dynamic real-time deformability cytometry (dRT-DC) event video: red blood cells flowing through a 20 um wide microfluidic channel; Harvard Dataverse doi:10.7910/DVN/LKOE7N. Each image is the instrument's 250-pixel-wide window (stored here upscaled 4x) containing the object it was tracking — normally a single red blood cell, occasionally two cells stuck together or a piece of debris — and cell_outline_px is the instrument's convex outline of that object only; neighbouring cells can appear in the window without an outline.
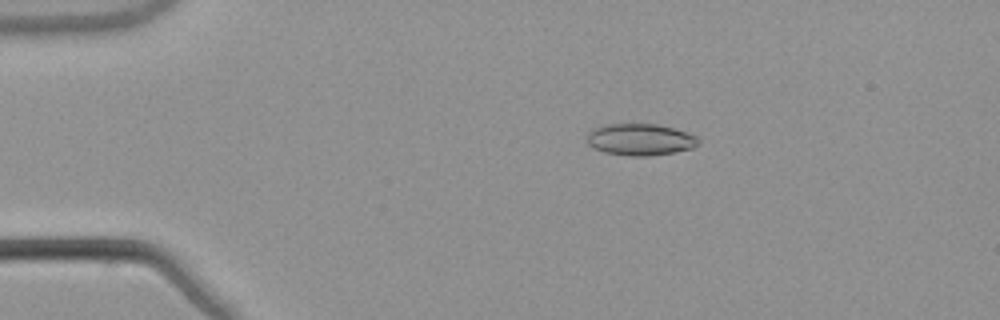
{"species": "common noctule bat (a hibernating species)", "species_latin": "Nyctalus noctula", "temperature_condition": "warm", "stored_images_in_passage": 53, "camera_frame_rate_fps": 3000, "um_per_image_px": 0.085, "animal": {"sex": "male", "body_mass_g": 21.5, "forearm_length_mm": 52.0}, "frame": {"image": 1, "passage_image": 10, "time_ms": 3.0, "image_size_px": [1000, 320], "cell_outline_px": [[700, 144], [692, 148], [672, 152], [648, 156], [632, 156], [604, 152], [588, 144], [588, 132], [604, 124], [656, 124], [688, 132], [696, 136], [700, 140]], "centroid_in_image_um": [54.45, 11.85], "position_along_channel_um": 30.6, "area_um2": 20.4}}
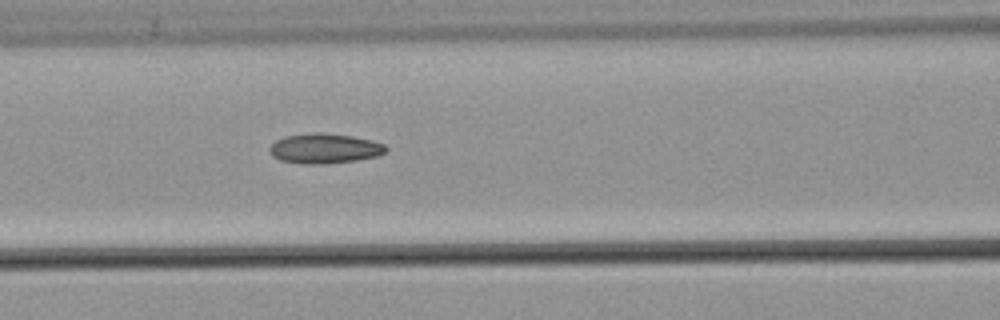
{"frame": {"image": 2, "passage_image": 23, "time_ms": 7.333, "image_size_px": [1000, 320], "cell_outline_px": [[388, 148], [384, 152], [376, 156], [356, 160], [324, 164], [312, 164], [280, 160], [272, 156], [268, 148], [276, 140], [284, 136], [312, 132], [320, 132], [352, 136], [372, 140], [384, 144]], "centroid_in_image_um": [27.57, 12.6], "position_along_channel_um": 139.0, "area_um2": 20.23}}
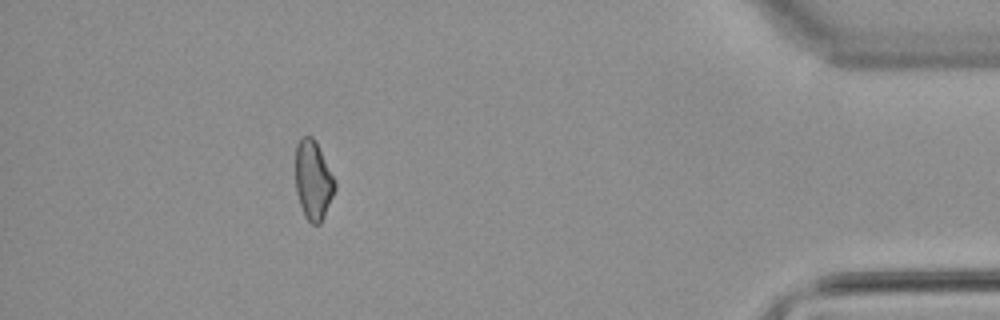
{"frame": {"image": 3, "passage_image": 48, "time_ms": 15.667, "image_size_px": [1000, 320], "cell_outline_px": [[336, 188], [324, 216], [320, 224], [312, 224], [304, 216], [296, 192], [296, 144], [304, 136], [312, 136], [316, 140], [336, 180]], "centroid_in_image_um": [26.63, 15.3], "position_along_channel_um": 408.6, "area_um2": 18.26}, "authors_computed_cell_mechanics": {"area_um2": 19.652, "velocity_mm_per_s": 3.861, "shape_relaxation_time_tau1_ms": null, "shape_relaxation_time_tau2_ms": 5.3716, "deformation_change_tau1": null, "deformation_change_tau2": 0.1366}}